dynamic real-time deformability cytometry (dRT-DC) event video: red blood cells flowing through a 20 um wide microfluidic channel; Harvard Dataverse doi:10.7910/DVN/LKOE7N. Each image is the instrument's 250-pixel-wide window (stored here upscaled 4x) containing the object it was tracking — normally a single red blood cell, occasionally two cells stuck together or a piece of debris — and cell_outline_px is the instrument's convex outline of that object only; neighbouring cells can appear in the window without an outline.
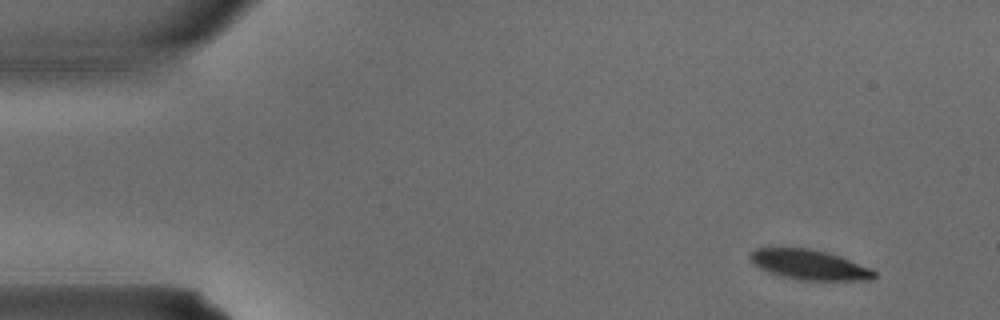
{"species": "common noctule bat (a hibernating species)", "species_latin": "Nyctalus noctula", "temperature_condition": "warm", "stored_images_in_passage": 3, "camera_frame_rate_fps": 3000, "um_per_image_px": 0.085, "animal": {"sex": "male", "body_mass_g": 15.6}, "frame": {"image": 1, "passage_image": 1, "time_ms": 0.0, "image_size_px": [1000, 320], "cell_outline_px": [[876, 276], [868, 280], [804, 280], [784, 276], [760, 268], [752, 264], [748, 256], [748, 252], [756, 248], [808, 248], [828, 252], [840, 256], [868, 268], [876, 272]], "centroid_in_image_um": [68.74, 22.48], "position_along_channel_um": 16.3, "area_um2": 21.39}}